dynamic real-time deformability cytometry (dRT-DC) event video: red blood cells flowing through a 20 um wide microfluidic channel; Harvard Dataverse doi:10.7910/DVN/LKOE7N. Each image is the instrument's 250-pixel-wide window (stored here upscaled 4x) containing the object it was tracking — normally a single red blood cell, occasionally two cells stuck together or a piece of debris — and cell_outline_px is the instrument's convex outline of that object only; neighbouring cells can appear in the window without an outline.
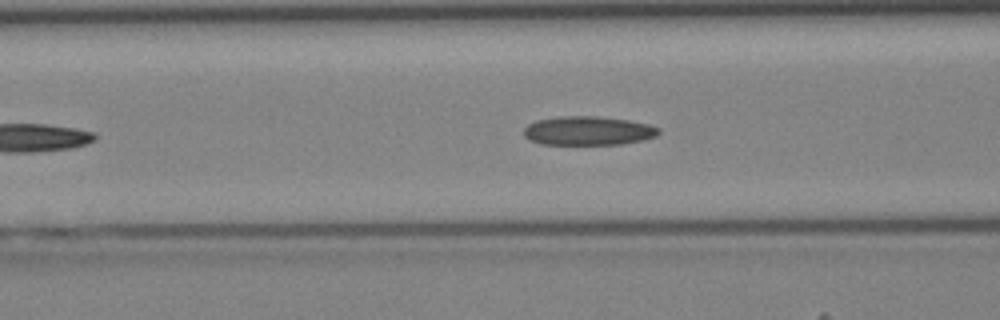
{"species": "Egyptian fruit bat (a non-hibernating species)", "species_latin": "Rousettus aegyptiacus", "temperature_condition": "cold", "stored_images_in_passage": 33, "camera_frame_rate_fps": 3000, "um_per_image_px": 0.085, "animal": {"sex": "female"}, "frame": {"image": 1, "passage_image": 9, "time_ms": 2.667, "image_size_px": [1000, 320], "cell_outline_px": [[660, 132], [656, 136], [644, 140], [620, 144], [540, 144], [528, 140], [524, 136], [524, 128], [528, 124], [536, 120], [560, 116], [596, 116], [628, 120], [648, 124], [660, 128]], "centroid_in_image_um": [49.97, 11.11], "position_along_channel_um": 116.6, "area_um2": 22.83}}
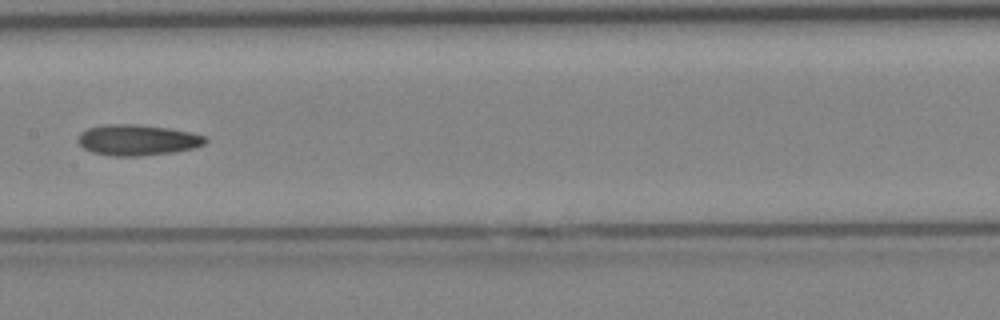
{"frame": {"image": 2, "passage_image": 14, "time_ms": 4.333, "image_size_px": [1000, 320], "cell_outline_px": [[208, 140], [204, 144], [196, 148], [176, 152], [140, 156], [112, 156], [92, 152], [84, 148], [76, 140], [80, 132], [88, 128], [108, 124], [136, 124], [168, 128], [192, 132], [204, 136]], "centroid_in_image_um": [11.69, 11.9], "position_along_channel_um": 195.7, "area_um2": 23.06}}
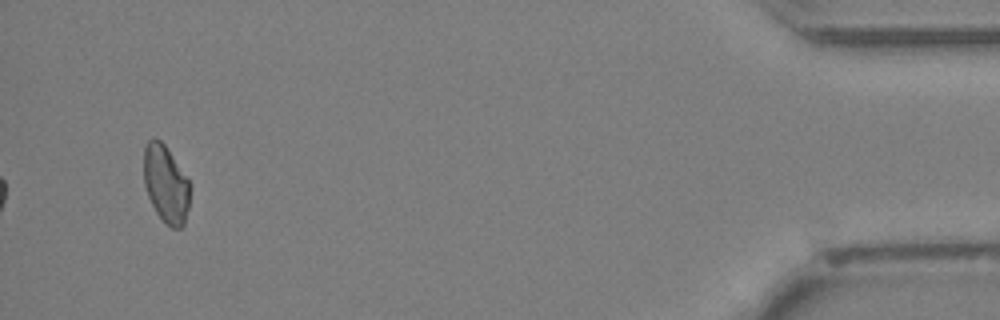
{"frame": {"image": 3, "passage_image": 33, "time_ms": 10.667, "image_size_px": [1000, 320], "cell_outline_px": [[192, 188], [188, 208], [184, 224], [180, 228], [172, 228], [156, 212], [148, 196], [144, 184], [144, 148], [148, 140], [160, 140], [164, 144], [192, 184]], "centroid_in_image_um": [14.13, 15.65], "position_along_channel_um": 421.1, "area_um2": 20.81}}